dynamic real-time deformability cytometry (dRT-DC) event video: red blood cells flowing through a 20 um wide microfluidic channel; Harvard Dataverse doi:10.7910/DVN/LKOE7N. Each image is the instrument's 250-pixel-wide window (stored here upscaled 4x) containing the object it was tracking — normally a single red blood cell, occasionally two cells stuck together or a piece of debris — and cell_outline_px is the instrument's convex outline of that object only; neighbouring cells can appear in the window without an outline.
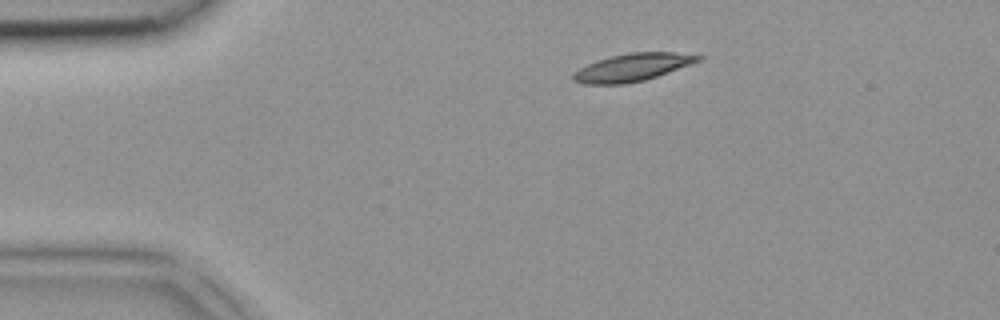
{"species": "common noctule bat (a hibernating species)", "species_latin": "Nyctalus noctula", "temperature_condition": "room temperature", "stored_images_in_passage": 3, "camera_frame_rate_fps": 3000, "um_per_image_px": 0.085, "animal": {"sex": "female", "body_mass_g": 18.4}, "frame": {"image": 1, "passage_image": 1, "time_ms": 0.0, "image_size_px": [1000, 320], "cell_outline_px": [[704, 56], [700, 60], [668, 72], [644, 80], [624, 84], [584, 84], [572, 80], [572, 72], [588, 64], [612, 56], [628, 52], [676, 52]], "centroid_in_image_um": [53.73, 5.72], "position_along_channel_um": 31.3, "area_um2": 19.88}}
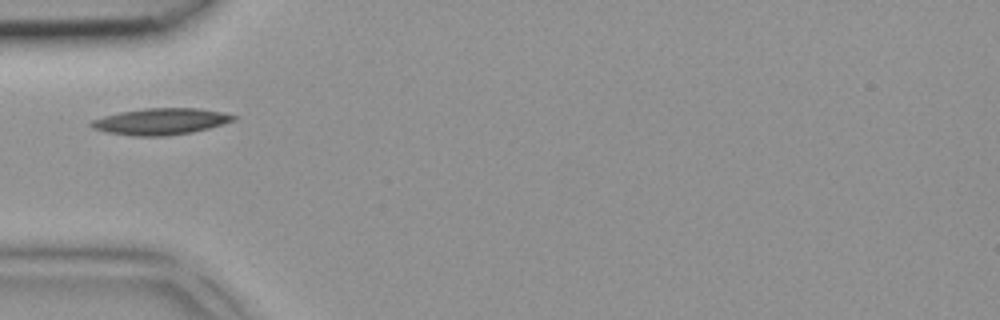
{"frame": {"image": 2, "passage_image": 3, "time_ms": 0.667, "image_size_px": [1000, 320], "cell_outline_px": [[236, 120], [208, 128], [192, 132], [168, 136], [132, 136], [104, 132], [92, 128], [88, 124], [92, 120], [104, 116], [120, 112], [144, 108], [200, 108], [220, 112], [236, 116]], "centroid_in_image_um": [13.62, 10.33], "position_along_channel_um": 71.4, "area_um2": 21.96}}